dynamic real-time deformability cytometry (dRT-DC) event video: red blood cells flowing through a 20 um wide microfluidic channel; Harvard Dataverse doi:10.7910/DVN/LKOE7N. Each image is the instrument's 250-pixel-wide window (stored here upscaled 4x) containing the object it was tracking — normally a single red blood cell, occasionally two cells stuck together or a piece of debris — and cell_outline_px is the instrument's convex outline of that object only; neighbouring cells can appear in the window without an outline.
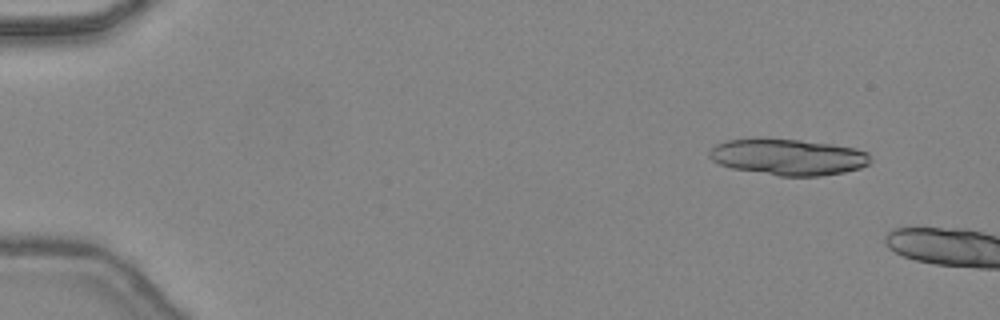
{"species": "common noctule bat (a hibernating species)", "species_latin": "Nyctalus noctula", "temperature_condition": "warm", "stored_images_in_passage": 8, "camera_frame_rate_fps": 3000, "um_per_image_px": 0.085, "animal": {"sex": "female", "body_mass_g": 24.6, "forearm_length_mm": 56.2}, "frame": {"image": 1, "passage_image": 5, "time_ms": 1.333, "image_size_px": [1000, 320], "cell_outline_px": [[872, 160], [868, 164], [860, 168], [844, 172], [820, 176], [780, 176], [732, 168], [720, 164], [712, 160], [708, 156], [708, 152], [716, 144], [724, 140], [756, 136], [760, 136], [800, 140], [832, 144], [856, 148], [868, 152]], "centroid_in_image_um": [66.95, 13.31], "position_along_channel_um": 18.0, "area_um2": 34.8}}